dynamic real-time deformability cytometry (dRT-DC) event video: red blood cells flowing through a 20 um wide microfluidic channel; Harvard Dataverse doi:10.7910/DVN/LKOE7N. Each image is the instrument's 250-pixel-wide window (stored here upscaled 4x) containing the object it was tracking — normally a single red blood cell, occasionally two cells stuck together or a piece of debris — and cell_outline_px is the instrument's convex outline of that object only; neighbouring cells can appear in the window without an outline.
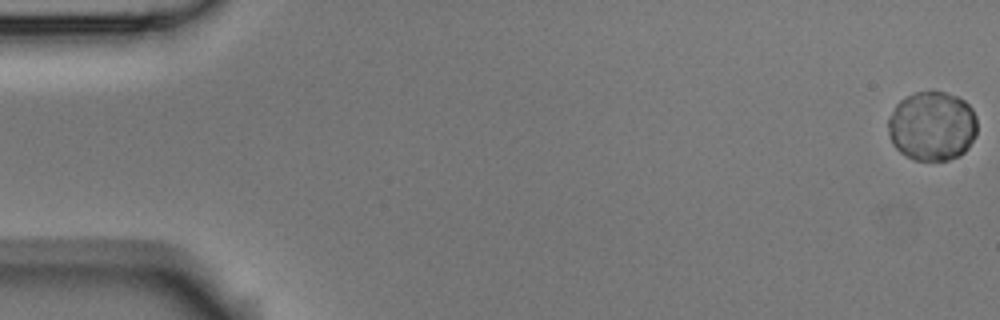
{"species": "Egyptian fruit bat (a non-hibernating species)", "species_latin": "Rousettus aegyptiacus", "temperature_condition": "room temperature", "stored_images_in_passage": 54, "camera_frame_rate_fps": 3000, "um_per_image_px": 0.085, "animal": {"sex": "male"}, "frame": {"image": 1, "passage_image": 1, "time_ms": 0.0, "image_size_px": [1000, 320], "cell_outline_px": [[976, 136], [968, 148], [960, 156], [948, 160], [916, 160], [900, 152], [892, 144], [888, 132], [888, 120], [896, 104], [900, 100], [916, 92], [932, 88], [956, 96], [964, 100], [972, 108], [976, 116]], "centroid_in_image_um": [79.24, 10.69], "position_along_channel_um": 5.8, "area_um2": 36.47}}
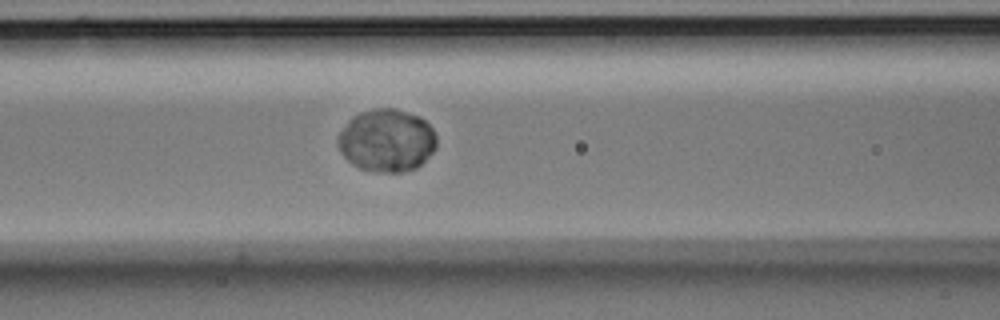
{"frame": {"image": 2, "passage_image": 23, "time_ms": 7.333, "image_size_px": [1000, 320], "cell_outline_px": [[436, 148], [416, 168], [400, 172], [380, 172], [360, 168], [352, 164], [344, 156], [336, 140], [336, 136], [348, 120], [352, 116], [360, 112], [376, 108], [396, 108], [420, 116], [432, 128], [436, 136]], "centroid_in_image_um": [32.85, 11.92], "position_along_channel_um": 133.7, "area_um2": 36.07}}
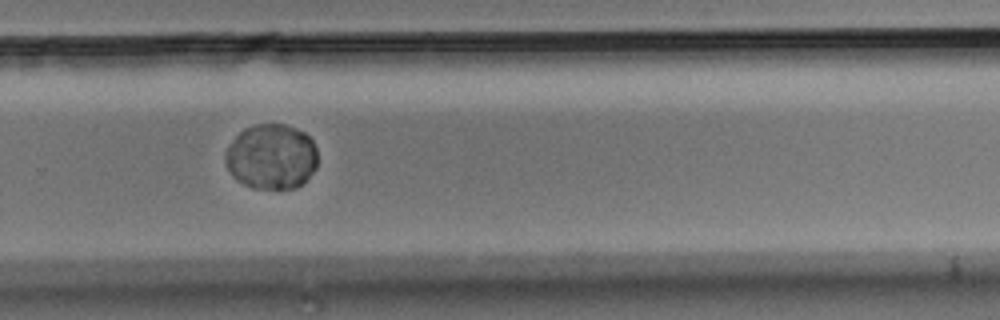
{"frame": {"image": 3, "passage_image": 37, "time_ms": 12.0, "image_size_px": [1000, 320], "cell_outline_px": [[316, 168], [296, 188], [252, 188], [244, 184], [232, 176], [228, 168], [224, 156], [224, 152], [236, 136], [244, 128], [256, 124], [284, 124], [304, 132], [312, 140], [316, 148]], "centroid_in_image_um": [23.05, 13.3], "position_along_channel_um": 306.7, "area_um2": 34.85}}